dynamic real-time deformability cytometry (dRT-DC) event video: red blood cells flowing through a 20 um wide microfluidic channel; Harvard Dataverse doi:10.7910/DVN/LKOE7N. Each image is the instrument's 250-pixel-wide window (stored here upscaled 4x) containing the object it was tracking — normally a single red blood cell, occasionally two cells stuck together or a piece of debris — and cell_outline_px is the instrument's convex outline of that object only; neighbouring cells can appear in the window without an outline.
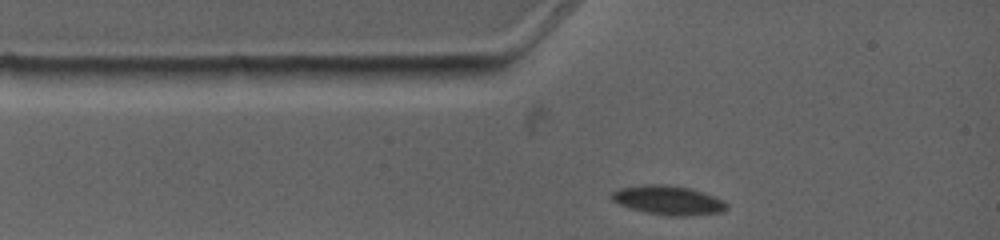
{"species": "common noctule bat (a hibernating species)", "species_latin": "Nyctalus noctula", "temperature_condition": "warm", "stored_images_in_passage": 3, "camera_frame_rate_fps": 4500, "um_per_image_px": 0.085, "animal": {"sex": "female", "body_mass_g": 19.0, "forearm_length_mm": 53.3}, "frame": {"image": 1, "passage_image": 1, "time_ms": 0.0, "image_size_px": [1000, 240], "cell_outline_px": [[728, 208], [724, 212], [692, 216], [668, 216], [644, 212], [628, 208], [612, 200], [612, 192], [620, 188], [644, 184], [660, 184], [688, 188], [724, 200], [728, 204]], "centroid_in_image_um": [56.82, 17.04], "position_along_channel_um": 28.2, "area_um2": 19.54}}
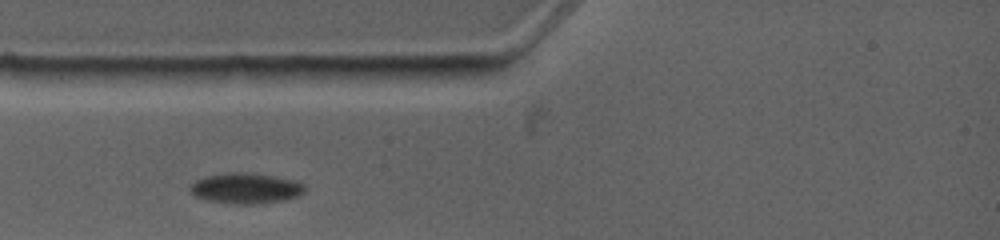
{"frame": {"image": 2, "passage_image": 2, "time_ms": 1.111, "image_size_px": [1000, 240], "cell_outline_px": [[304, 192], [300, 196], [284, 200], [252, 204], [236, 204], [208, 200], [196, 196], [192, 192], [188, 184], [204, 176], [224, 172], [248, 172], [296, 180], [304, 184]], "centroid_in_image_um": [20.88, 15.99], "position_along_channel_um": 64.1, "area_um2": 20.52}}
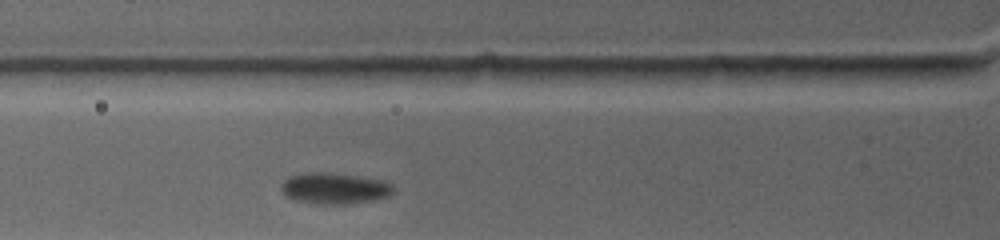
{"frame": {"image": 3, "passage_image": 3, "time_ms": 2.0, "image_size_px": [1000, 240], "cell_outline_px": [[392, 192], [388, 196], [372, 200], [348, 204], [324, 204], [296, 200], [284, 196], [280, 188], [280, 184], [284, 180], [292, 176], [312, 172], [324, 172], [356, 176], [384, 180], [392, 184]], "centroid_in_image_um": [28.41, 16.01], "position_along_channel_um": 97.4, "area_um2": 20.11}}